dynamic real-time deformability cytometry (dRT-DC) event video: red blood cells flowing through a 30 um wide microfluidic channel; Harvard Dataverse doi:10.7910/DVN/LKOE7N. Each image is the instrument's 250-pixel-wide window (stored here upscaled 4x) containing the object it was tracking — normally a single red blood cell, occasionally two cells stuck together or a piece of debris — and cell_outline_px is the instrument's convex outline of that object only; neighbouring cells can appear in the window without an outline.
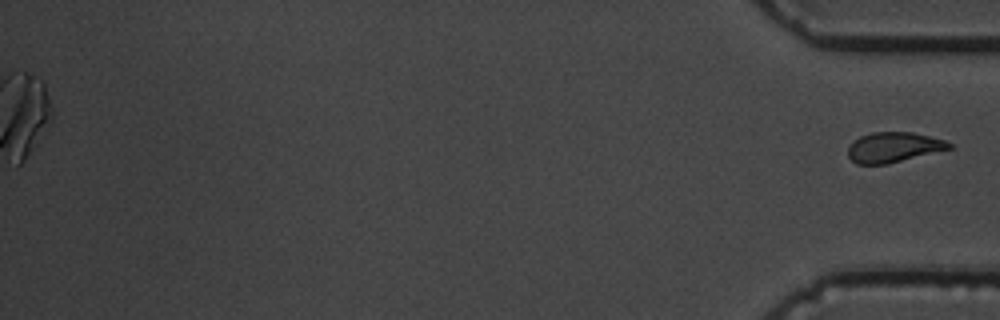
{"species": "common noctule bat (a hibernating species)", "species_latin": "Nyctalus noctula", "temperature_condition": "cold", "stored_images_in_passage": 57, "camera_frame_rate_fps": 3000, "um_per_image_px": 0.085, "animal": {"sex": "male", "body_mass_g": 19.5, "forearm_length_mm": 54.6}, "frame": {"image": 1, "passage_image": 57, "time_ms": 18.667, "image_size_px": [1000, 320], "cell_outline_px": [[952, 148], [888, 164], [856, 164], [848, 156], [848, 144], [852, 140], [860, 136], [872, 132], [912, 132], [944, 140], [952, 144]], "centroid_in_image_um": [75.9, 12.51], "position_along_channel_um": 359.3, "area_um2": 17.8}}